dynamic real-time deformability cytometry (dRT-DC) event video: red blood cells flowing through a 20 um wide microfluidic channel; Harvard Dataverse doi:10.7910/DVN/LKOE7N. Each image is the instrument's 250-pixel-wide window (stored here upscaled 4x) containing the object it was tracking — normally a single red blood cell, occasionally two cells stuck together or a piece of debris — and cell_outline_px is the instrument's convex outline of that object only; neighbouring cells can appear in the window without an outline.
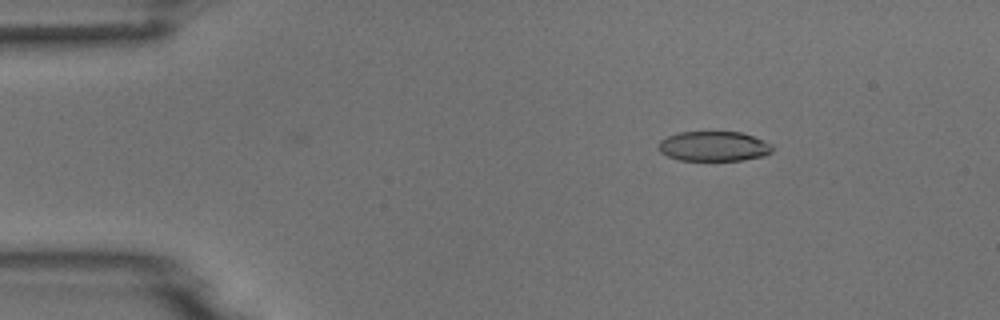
{"species": "common noctule bat (a hibernating species)", "species_latin": "Nyctalus noctula", "temperature_condition": "room temperature", "stored_images_in_passage": 5, "camera_frame_rate_fps": 3000, "um_per_image_px": 0.085, "animal": {"sex": "male", "body_mass_g": 18.8}, "frame": {"image": 1, "passage_image": 3, "time_ms": 2.333, "image_size_px": [1000, 320], "cell_outline_px": [[772, 152], [764, 156], [744, 160], [680, 160], [668, 156], [660, 152], [660, 140], [668, 136], [680, 132], [740, 132], [764, 140], [772, 144]], "centroid_in_image_um": [60.7, 12.43], "position_along_channel_um": 24.3, "area_um2": 19.71}}